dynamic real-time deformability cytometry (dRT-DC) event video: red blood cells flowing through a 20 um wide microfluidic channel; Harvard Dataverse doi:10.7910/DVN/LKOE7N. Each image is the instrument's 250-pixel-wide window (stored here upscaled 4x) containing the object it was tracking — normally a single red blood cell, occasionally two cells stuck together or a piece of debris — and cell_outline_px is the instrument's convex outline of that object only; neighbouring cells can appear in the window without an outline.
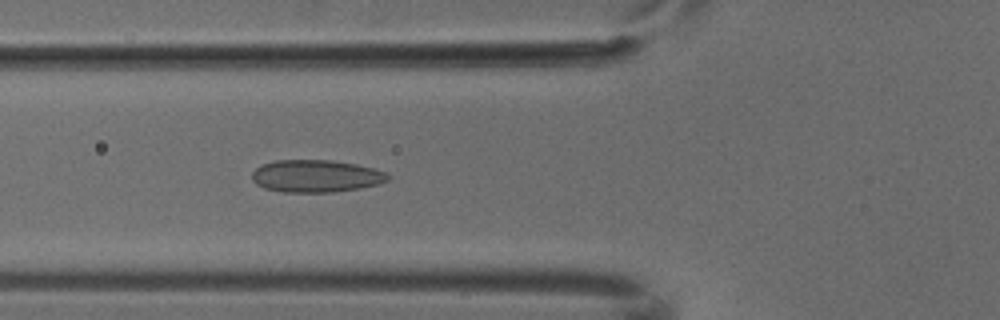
{"species": "common noctule bat (a hibernating species)", "species_latin": "Nyctalus noctula", "temperature_condition": "cold", "stored_images_in_passage": 5, "camera_frame_rate_fps": 3000, "um_per_image_px": 0.085, "animal": {"sex": "male", "body_mass_g": 18.8}, "frame": {"image": 1, "passage_image": 5, "time_ms": 1.333, "image_size_px": [1000, 320], "cell_outline_px": [[392, 176], [388, 180], [380, 184], [360, 188], [332, 192], [284, 192], [264, 188], [256, 184], [252, 180], [252, 172], [256, 168], [264, 164], [276, 160], [332, 160], [356, 164], [388, 172]], "centroid_in_image_um": [26.89, 14.97], "position_along_channel_um": 98.9, "area_um2": 25.78}}